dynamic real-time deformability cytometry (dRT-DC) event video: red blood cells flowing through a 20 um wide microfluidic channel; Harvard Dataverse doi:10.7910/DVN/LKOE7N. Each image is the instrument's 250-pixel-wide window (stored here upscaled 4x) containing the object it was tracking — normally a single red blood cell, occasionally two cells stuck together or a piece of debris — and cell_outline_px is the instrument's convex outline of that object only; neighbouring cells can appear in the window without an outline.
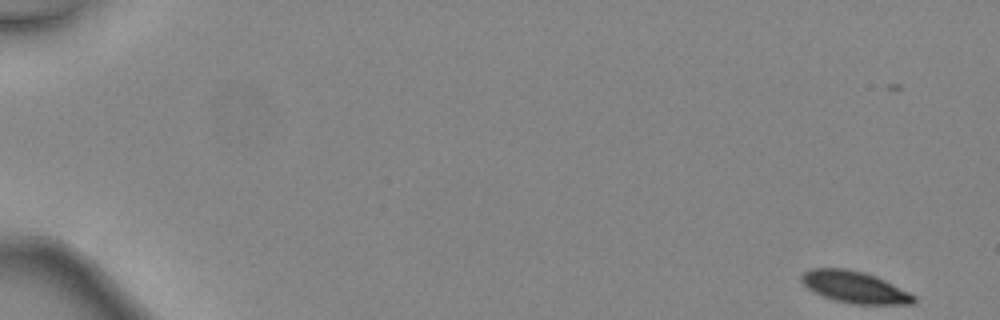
{"species": "common noctule bat (a hibernating species)", "species_latin": "Nyctalus noctula", "temperature_condition": "warm", "stored_images_in_passage": 47, "camera_frame_rate_fps": 3000, "um_per_image_px": 0.085, "animal": {"sex": "female", "body_mass_g": 24.6, "forearm_length_mm": 56.2}, "frame": {"image": 1, "passage_image": 1, "time_ms": 0.0, "image_size_px": [1000, 320], "cell_outline_px": [[916, 300], [912, 304], [852, 304], [832, 300], [808, 288], [800, 280], [800, 276], [804, 272], [812, 268], [844, 268], [864, 272], [876, 276], [916, 296]], "centroid_in_image_um": [72.63, 24.4], "position_along_channel_um": 12.4, "area_um2": 20.63}}
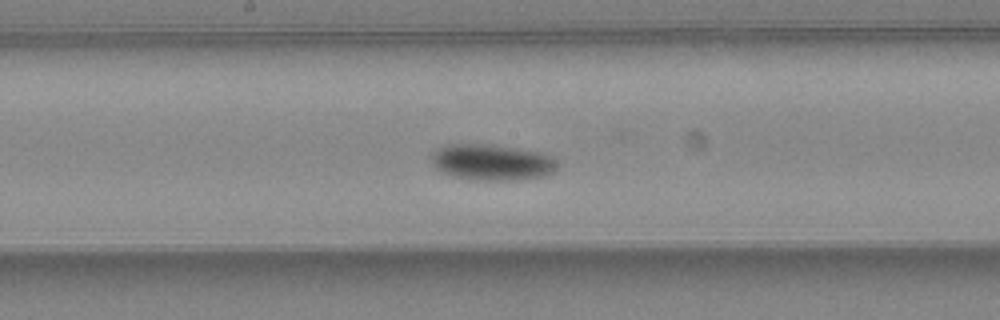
{"frame": {"image": 2, "passage_image": 26, "time_ms": 8.333, "image_size_px": [1000, 320], "cell_outline_px": [[556, 168], [552, 172], [544, 176], [520, 180], [472, 180], [452, 176], [440, 172], [432, 164], [432, 152], [448, 144], [492, 144], [536, 152], [548, 156], [556, 160]], "centroid_in_image_um": [41.76, 13.81], "position_along_channel_um": 206.4, "area_um2": 26.36}}
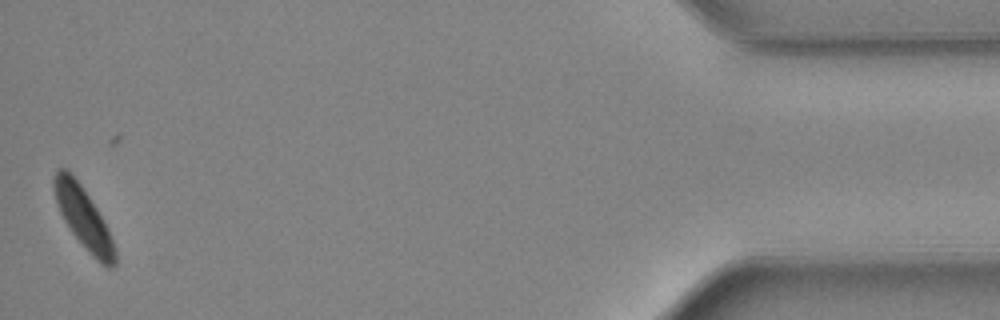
{"frame": {"image": 3, "passage_image": 46, "time_ms": 15.0, "image_size_px": [1000, 320], "cell_outline_px": [[116, 264], [112, 268], [108, 268], [100, 264], [92, 256], [72, 232], [64, 220], [60, 212], [52, 188], [52, 176], [56, 168], [68, 168], [80, 184], [104, 220], [108, 228], [116, 248]], "centroid_in_image_um": [7.09, 18.5], "position_along_channel_um": 428.1, "area_um2": 21.91}, "authors_computed_cell_mechanics": {"area_um2": 23.409, "velocity_mm_per_s": 4.4968, "shape_relaxation_time_tau1_ms": 2.0835, "shape_relaxation_time_tau2_ms": null, "deformation_change_tau1": 0.1063, "deformation_change_tau2": null}}